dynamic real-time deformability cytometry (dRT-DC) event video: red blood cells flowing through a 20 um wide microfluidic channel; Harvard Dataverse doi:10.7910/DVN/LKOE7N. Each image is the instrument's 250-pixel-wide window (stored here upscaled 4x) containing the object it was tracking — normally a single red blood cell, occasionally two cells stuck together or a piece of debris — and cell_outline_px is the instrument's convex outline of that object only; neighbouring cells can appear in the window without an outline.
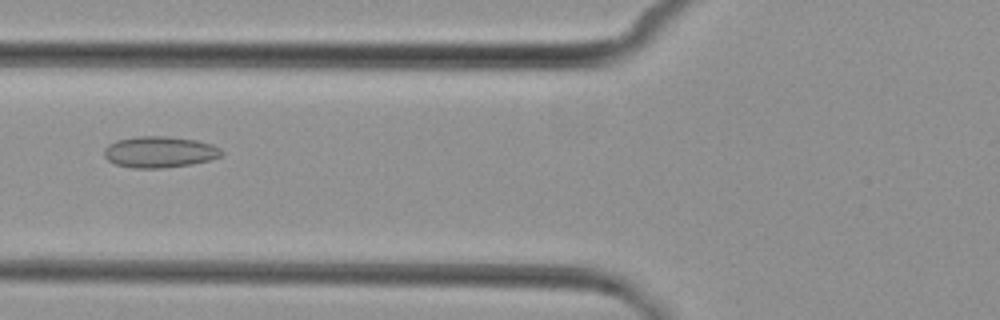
{"species": "common noctule bat (a hibernating species)", "species_latin": "Nyctalus noctula", "temperature_condition": "cold", "stored_images_in_passage": 9, "camera_frame_rate_fps": 3000, "um_per_image_px": 0.085, "animal": {"sex": "female", "body_mass_g": 29.2, "forearm_length_mm": 56.3}, "frame": {"image": 1, "passage_image": 6, "time_ms": 7.0, "image_size_px": [1000, 320], "cell_outline_px": [[224, 156], [192, 164], [164, 168], [132, 168], [116, 164], [108, 160], [104, 156], [104, 148], [108, 144], [116, 140], [136, 136], [168, 136], [196, 140], [212, 144], [220, 148], [224, 152]], "centroid_in_image_um": [13.57, 12.91], "position_along_channel_um": 112.2, "area_um2": 21.62}}
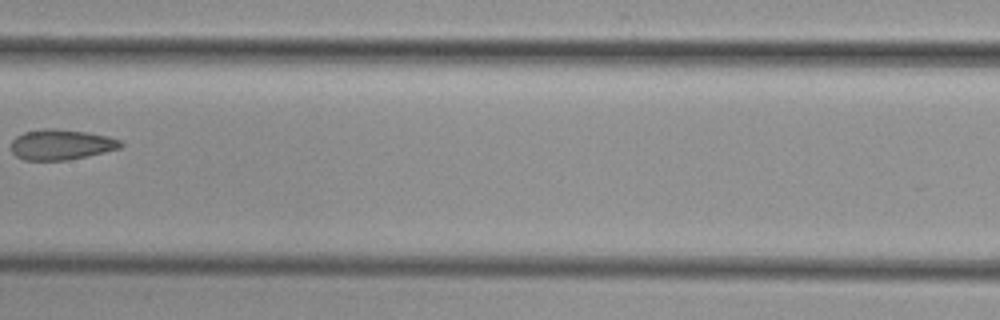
{"frame": {"image": 2, "passage_image": 8, "time_ms": 9.333, "image_size_px": [1000, 320], "cell_outline_px": [[124, 144], [120, 148], [104, 152], [68, 160], [24, 160], [16, 156], [12, 152], [12, 140], [16, 136], [24, 132], [48, 128], [52, 128], [88, 132], [108, 136], [120, 140]], "centroid_in_image_um": [5.2, 12.29], "position_along_channel_um": 202.2, "area_um2": 19.36}}
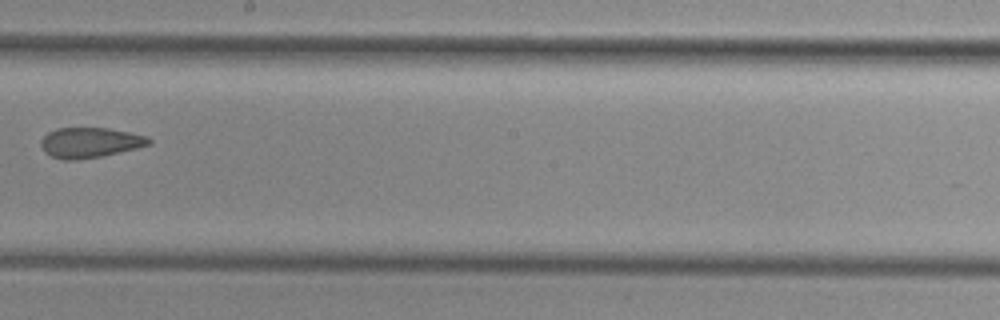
{"frame": {"image": 3, "passage_image": 9, "time_ms": 10.333, "image_size_px": [1000, 320], "cell_outline_px": [[152, 144], [120, 152], [100, 156], [76, 160], [64, 160], [52, 156], [44, 152], [40, 144], [40, 140], [48, 132], [56, 128], [108, 128], [148, 136], [152, 140]], "centroid_in_image_um": [7.64, 12.11], "position_along_channel_um": 240.6, "area_um2": 19.02}}